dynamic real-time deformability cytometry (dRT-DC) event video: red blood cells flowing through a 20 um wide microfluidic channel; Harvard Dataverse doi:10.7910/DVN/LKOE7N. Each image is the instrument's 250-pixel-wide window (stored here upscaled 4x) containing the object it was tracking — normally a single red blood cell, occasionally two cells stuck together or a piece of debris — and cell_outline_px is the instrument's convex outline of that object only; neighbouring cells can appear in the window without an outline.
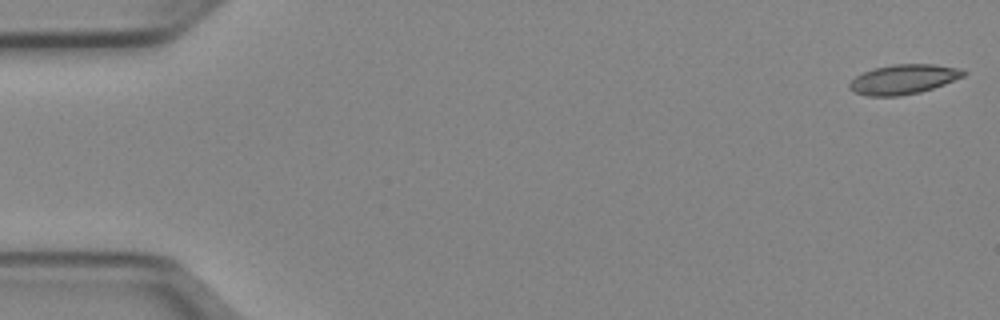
{"species": "Egyptian fruit bat (a non-hibernating species)", "species_latin": "Rousettus aegyptiacus", "temperature_condition": "cold", "stored_images_in_passage": 51, "camera_frame_rate_fps": 3000, "um_per_image_px": 0.085, "animal": {"sex": "female"}, "frame": {"image": 1, "passage_image": 1, "time_ms": 0.0, "image_size_px": [1000, 320], "cell_outline_px": [[968, 72], [964, 76], [944, 84], [920, 92], [900, 96], [868, 96], [856, 92], [848, 88], [848, 84], [856, 76], [864, 72], [876, 68], [892, 64], [936, 64], [964, 68]], "centroid_in_image_um": [76.85, 6.73], "position_along_channel_um": 8.2, "area_um2": 19.77}}
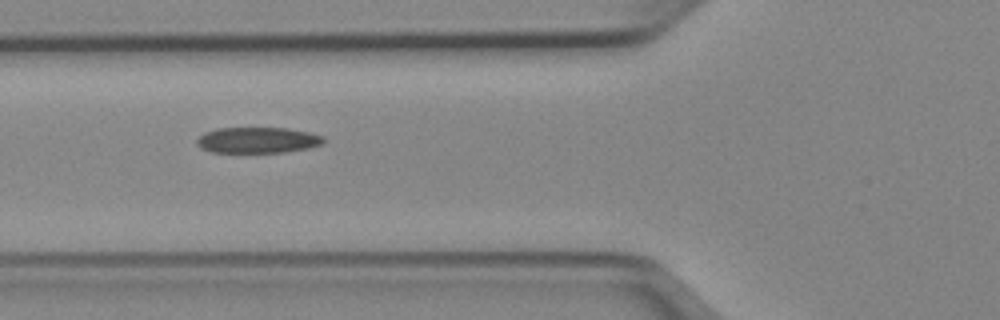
{"frame": {"image": 2, "passage_image": 19, "time_ms": 6.0, "image_size_px": [1000, 320], "cell_outline_px": [[324, 144], [308, 148], [284, 152], [212, 152], [200, 148], [196, 144], [196, 140], [204, 132], [216, 128], [288, 128], [308, 132], [324, 136]], "centroid_in_image_um": [21.89, 11.91], "position_along_channel_um": 103.9, "area_um2": 19.19}}
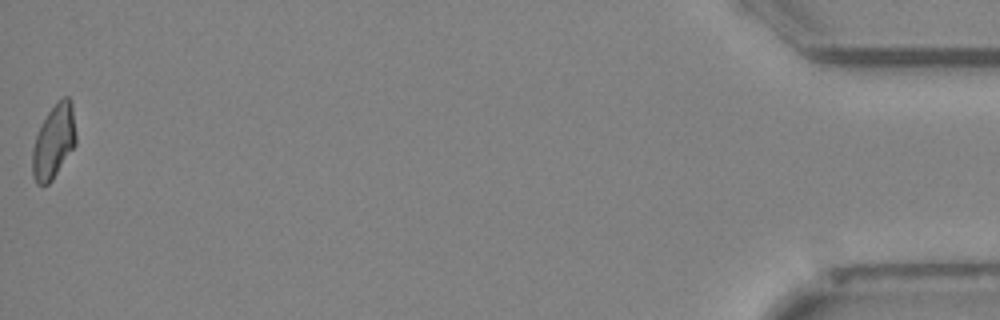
{"frame": {"image": 3, "passage_image": 51, "time_ms": 16.667, "image_size_px": [1000, 320], "cell_outline_px": [[76, 144], [52, 180], [48, 184], [36, 184], [32, 176], [32, 148], [36, 136], [48, 112], [64, 96], [68, 96], [72, 100], [76, 132]], "centroid_in_image_um": [4.58, 12.04], "position_along_channel_um": 430.6, "area_um2": 18.67}, "authors_computed_cell_mechanics": {"area_um2": 19.363, "velocity_mm_per_s": 3.9644, "shape_relaxation_time_tau1_ms": null, "shape_relaxation_time_tau2_ms": 5.2708, "deformation_change_tau1": null, "deformation_change_tau2": 0.1176}}